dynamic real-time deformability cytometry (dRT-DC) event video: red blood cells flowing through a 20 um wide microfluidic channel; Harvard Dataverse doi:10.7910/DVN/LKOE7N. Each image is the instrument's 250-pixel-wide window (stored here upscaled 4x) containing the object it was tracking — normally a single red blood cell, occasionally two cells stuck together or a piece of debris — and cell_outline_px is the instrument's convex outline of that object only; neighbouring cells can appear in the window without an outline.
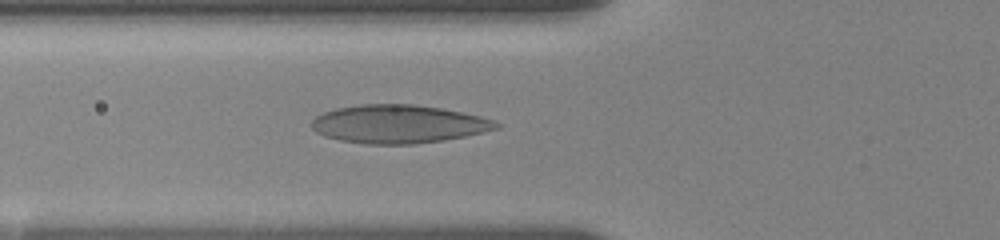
{"species": "human", "species_latin": "Homo sapiens", "temperature_condition": "room temperature", "stored_images_in_passage": 31, "camera_frame_rate_fps": 3000, "um_per_image_px": 0.085, "donor": {"sex": "female"}, "frame": {"image": 1, "passage_image": 9, "time_ms": 5.333, "image_size_px": [1000, 240], "cell_outline_px": [[500, 128], [484, 132], [444, 140], [416, 144], [364, 144], [340, 140], [324, 136], [316, 132], [312, 128], [312, 120], [316, 116], [324, 112], [336, 108], [360, 104], [412, 104], [440, 108], [480, 116], [496, 120], [500, 124]], "centroid_in_image_um": [33.87, 10.55], "position_along_channel_um": 91.9, "area_um2": 41.27}}
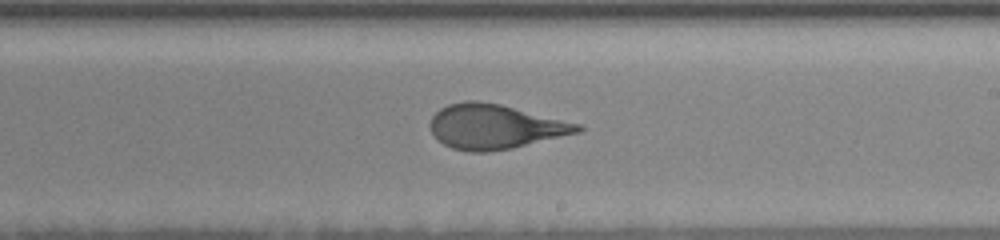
{"frame": {"image": 2, "passage_image": 17, "time_ms": 9.667, "image_size_px": [1000, 240], "cell_outline_px": [[584, 128], [580, 132], [512, 148], [488, 152], [468, 152], [452, 148], [444, 144], [432, 132], [432, 116], [440, 108], [448, 104], [464, 100], [476, 100], [500, 104], [580, 124]], "centroid_in_image_um": [42.07, 10.76], "position_along_channel_um": 246.9, "area_um2": 37.97}}
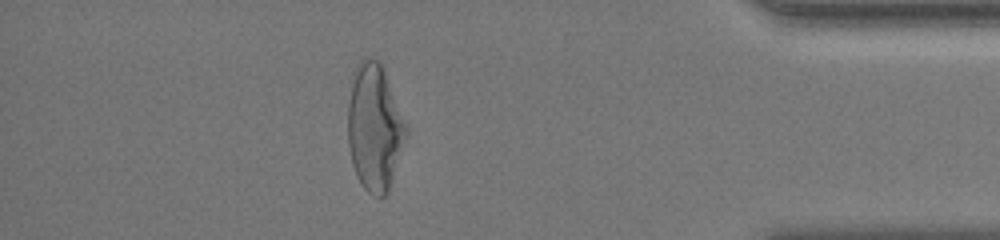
{"frame": {"image": 3, "passage_image": 26, "time_ms": 15.0, "image_size_px": [1000, 240], "cell_outline_px": [[408, 132], [388, 192], [380, 200], [372, 196], [364, 188], [356, 176], [352, 164], [348, 144], [348, 104], [356, 64], [364, 56], [380, 60], [384, 68], [408, 124]], "centroid_in_image_um": [31.86, 10.83], "position_along_channel_um": 403.3, "area_um2": 43.64}}